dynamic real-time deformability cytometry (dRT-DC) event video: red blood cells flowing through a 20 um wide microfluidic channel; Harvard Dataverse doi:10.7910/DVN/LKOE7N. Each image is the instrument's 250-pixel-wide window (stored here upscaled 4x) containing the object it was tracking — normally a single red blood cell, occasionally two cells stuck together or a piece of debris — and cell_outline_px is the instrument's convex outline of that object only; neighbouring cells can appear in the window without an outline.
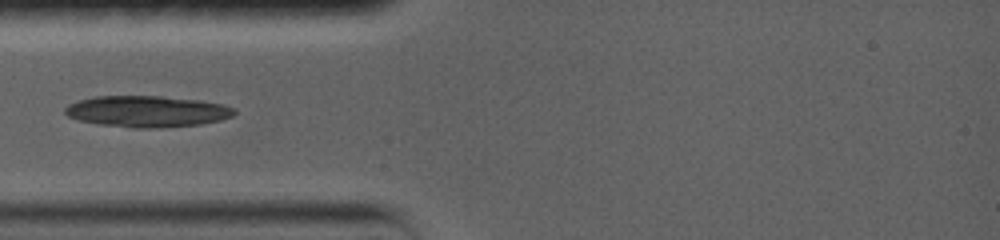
{"species": "common noctule bat (a hibernating species)", "species_latin": "Nyctalus noctula", "temperature_condition": "warm", "stored_images_in_passage": 43, "camera_frame_rate_fps": 5000, "um_per_image_px": 0.085, "animal": {"sex": "female", "body_mass_g": 19.0, "forearm_length_mm": 56.7}, "frame": {"image": 1, "passage_image": 1, "time_ms": 0.0, "image_size_px": [1000, 240], "cell_outline_px": [[236, 112], [232, 116], [220, 120], [200, 124], [160, 128], [132, 128], [100, 124], [80, 120], [68, 116], [64, 112], [64, 108], [68, 104], [80, 100], [96, 96], [160, 96], [200, 100], [224, 104], [236, 108]], "centroid_in_image_um": [12.53, 9.47], "position_along_channel_um": 72.5, "area_um2": 30.92}}
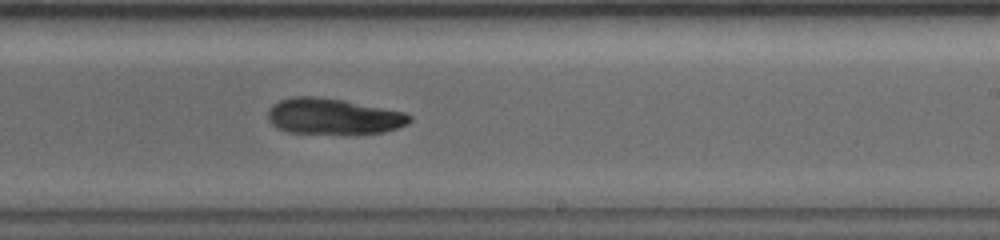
{"frame": {"image": 2, "passage_image": 20, "time_ms": 5.0, "image_size_px": [1000, 240], "cell_outline_px": [[412, 120], [408, 124], [384, 132], [352, 136], [288, 132], [276, 128], [268, 120], [268, 112], [272, 104], [280, 100], [292, 96], [312, 96], [344, 100], [404, 112], [412, 116]], "centroid_in_image_um": [28.34, 9.93], "position_along_channel_um": 260.7, "area_um2": 30.52}}
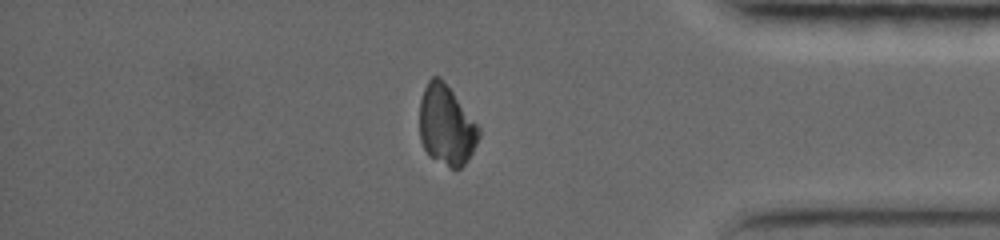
{"frame": {"image": 3, "passage_image": 37, "time_ms": 9.2, "image_size_px": [1000, 240], "cell_outline_px": [[480, 136], [472, 152], [464, 164], [460, 168], [452, 168], [428, 156], [420, 140], [420, 100], [424, 88], [428, 80], [432, 76], [440, 76], [480, 128]], "centroid_in_image_um": [37.92, 10.65], "position_along_channel_um": 397.3, "area_um2": 27.34}}